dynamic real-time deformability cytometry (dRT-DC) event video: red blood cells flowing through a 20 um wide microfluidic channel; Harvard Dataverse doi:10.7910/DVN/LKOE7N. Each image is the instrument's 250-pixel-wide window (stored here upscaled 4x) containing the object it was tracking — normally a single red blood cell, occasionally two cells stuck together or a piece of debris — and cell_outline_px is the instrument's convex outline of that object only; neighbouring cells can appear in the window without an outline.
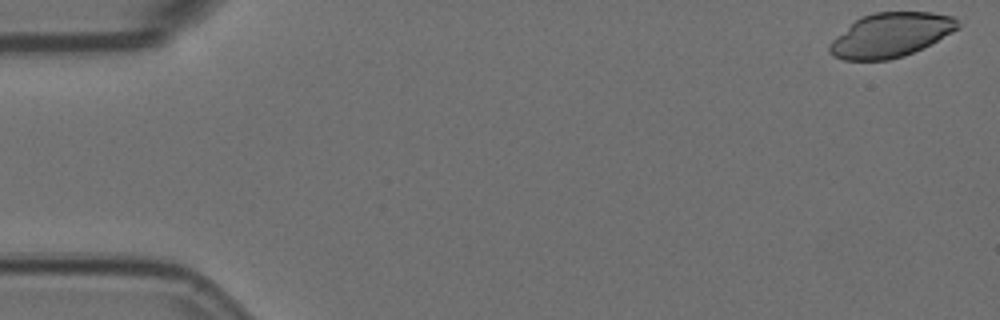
{"species": "Egyptian fruit bat (a non-hibernating species)", "species_latin": "Rousettus aegyptiacus", "temperature_condition": "room temperature", "stored_images_in_passage": 56, "camera_frame_rate_fps": 3000, "um_per_image_px": 0.085, "animal": {"sex": "female"}, "frame": {"image": 1, "passage_image": 1, "time_ms": 0.0, "image_size_px": [1000, 320], "cell_outline_px": [[960, 28], [904, 56], [888, 60], [844, 60], [832, 56], [828, 52], [828, 44], [832, 40], [856, 20], [864, 16], [876, 12], [932, 12], [952, 16], [960, 24]], "centroid_in_image_um": [75.68, 2.98], "position_along_channel_um": 9.3, "area_um2": 32.66}}